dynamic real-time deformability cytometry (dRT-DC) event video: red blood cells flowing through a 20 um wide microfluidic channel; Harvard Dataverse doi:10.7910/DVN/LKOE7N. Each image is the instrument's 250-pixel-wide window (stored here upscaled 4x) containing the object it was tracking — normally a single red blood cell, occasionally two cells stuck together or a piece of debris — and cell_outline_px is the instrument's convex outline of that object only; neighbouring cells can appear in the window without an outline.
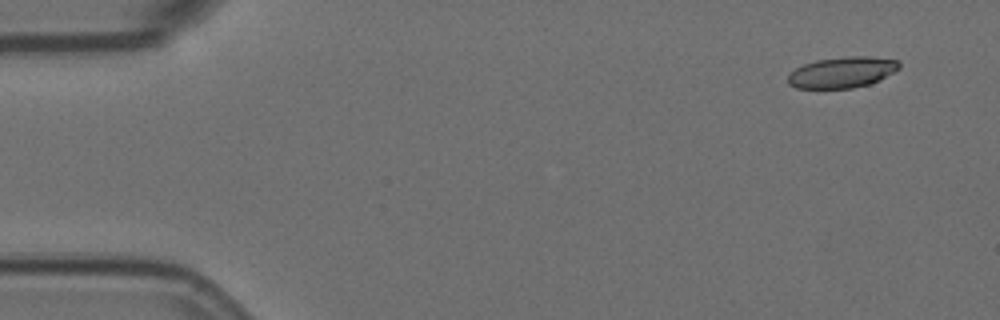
{"species": "Egyptian fruit bat (a non-hibernating species)", "species_latin": "Rousettus aegyptiacus", "temperature_condition": "room temperature", "stored_images_in_passage": 4, "camera_frame_rate_fps": 3000, "um_per_image_px": 0.085, "animal": {"sex": "female"}, "frame": {"image": 1, "passage_image": 1, "time_ms": 0.0, "image_size_px": [1000, 320], "cell_outline_px": [[900, 68], [880, 80], [868, 84], [852, 88], [796, 88], [788, 84], [788, 72], [804, 64], [816, 60], [848, 56], [868, 56], [900, 60]], "centroid_in_image_um": [71.58, 6.14], "position_along_channel_um": 13.4, "area_um2": 20.17}}
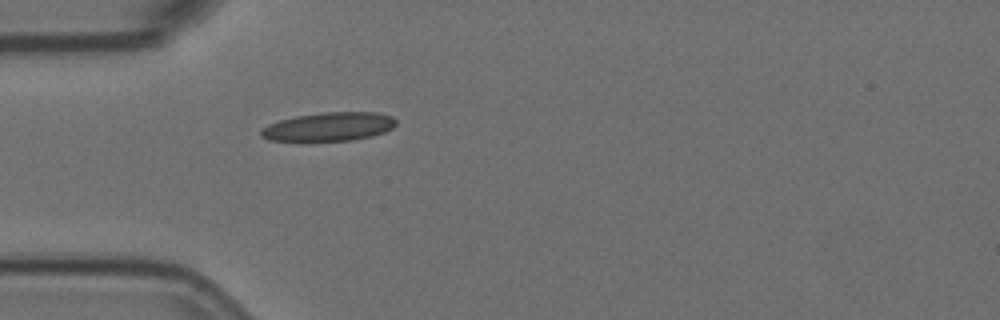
{"frame": {"image": 2, "passage_image": 4, "time_ms": 1.0, "image_size_px": [1000, 320], "cell_outline_px": [[396, 124], [392, 128], [384, 132], [372, 136], [352, 140], [268, 140], [260, 136], [260, 128], [268, 124], [280, 120], [296, 116], [320, 112], [376, 112], [392, 116], [396, 120]], "centroid_in_image_um": [27.95, 10.75], "position_along_channel_um": 57.0, "area_um2": 22.48}}